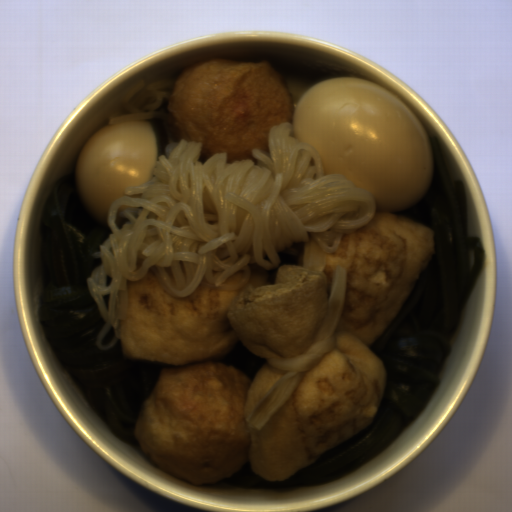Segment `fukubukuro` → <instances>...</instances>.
I'll return each instance as SVG.
<instances>
[{
  "label": "fukubukuro",
  "instance_id": "cee8face",
  "mask_svg": "<svg viewBox=\"0 0 512 512\" xmlns=\"http://www.w3.org/2000/svg\"><path fill=\"white\" fill-rule=\"evenodd\" d=\"M346 279L283 265L275 284L243 290L226 315L237 341L266 364L243 407L257 475L285 482L349 435L373 424L383 402L386 365L335 330Z\"/></svg>",
  "mask_w": 512,
  "mask_h": 512
},
{
  "label": "fukubukuro",
  "instance_id": "7c61306e",
  "mask_svg": "<svg viewBox=\"0 0 512 512\" xmlns=\"http://www.w3.org/2000/svg\"><path fill=\"white\" fill-rule=\"evenodd\" d=\"M436 249L435 232L376 210L367 224L344 233L336 252L303 242V267L324 272L327 297L339 269L345 284L334 330L366 346L399 316Z\"/></svg>",
  "mask_w": 512,
  "mask_h": 512
},
{
  "label": "fukubukuro",
  "instance_id": "d8cf736a",
  "mask_svg": "<svg viewBox=\"0 0 512 512\" xmlns=\"http://www.w3.org/2000/svg\"><path fill=\"white\" fill-rule=\"evenodd\" d=\"M249 277L239 289L199 285L183 298L170 295L150 268L127 278L126 320H119L125 357L188 366L228 352L239 340L227 315L249 285L262 286L267 268L247 264Z\"/></svg>",
  "mask_w": 512,
  "mask_h": 512
}]
</instances>
